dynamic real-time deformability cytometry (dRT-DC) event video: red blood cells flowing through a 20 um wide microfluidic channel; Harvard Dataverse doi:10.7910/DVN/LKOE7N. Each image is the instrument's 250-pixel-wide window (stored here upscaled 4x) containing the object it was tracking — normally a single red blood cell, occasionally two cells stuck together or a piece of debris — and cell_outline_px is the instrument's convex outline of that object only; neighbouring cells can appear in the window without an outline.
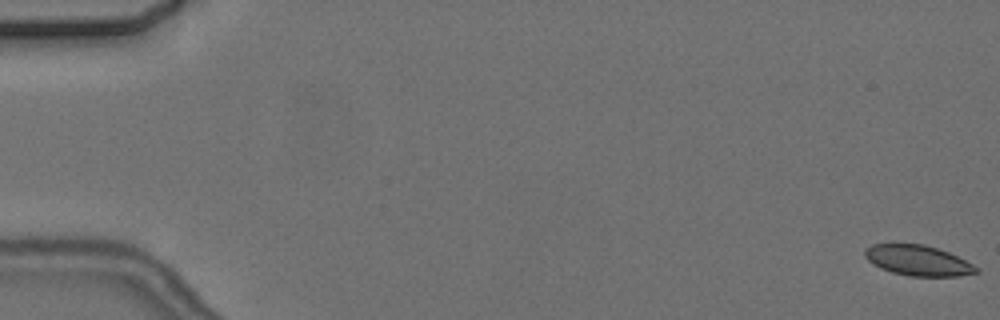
{"species": "common noctule bat (a hibernating species)", "species_latin": "Nyctalus noctula", "temperature_condition": "cold", "stored_images_in_passage": 5, "camera_frame_rate_fps": 3000, "um_per_image_px": 0.085, "animal": {"sex": "female", "body_mass_g": 24.6, "forearm_length_mm": 56.2}, "frame": {"image": 1, "passage_image": 1, "time_ms": 0.0, "image_size_px": [1000, 320], "cell_outline_px": [[980, 272], [960, 276], [908, 276], [892, 272], [880, 268], [872, 264], [864, 256], [864, 248], [872, 244], [924, 244], [948, 252], [980, 268]], "centroid_in_image_um": [78.01, 22.14], "position_along_channel_um": 7.0, "area_um2": 19.77}}